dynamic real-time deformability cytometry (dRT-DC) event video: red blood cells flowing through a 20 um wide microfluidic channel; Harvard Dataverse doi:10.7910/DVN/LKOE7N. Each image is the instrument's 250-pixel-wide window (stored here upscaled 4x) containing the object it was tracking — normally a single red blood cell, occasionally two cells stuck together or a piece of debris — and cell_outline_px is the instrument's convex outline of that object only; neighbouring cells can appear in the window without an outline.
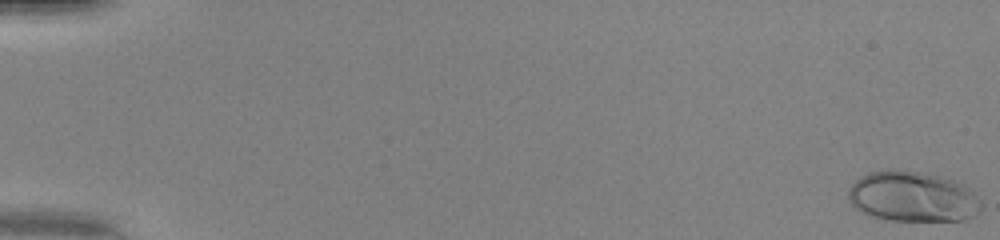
{"species": "human", "species_latin": "Homo sapiens", "temperature_condition": "warm", "stored_images_in_passage": 51, "camera_frame_rate_fps": 3000, "um_per_image_px": 0.085, "donor": {"sex": "female"}, "frame": {"image": 1, "passage_image": 1, "time_ms": 0.0, "image_size_px": [1000, 240], "cell_outline_px": [[984, 204], [972, 216], [964, 220], [884, 220], [872, 216], [852, 208], [848, 200], [848, 188], [860, 176], [868, 172], [888, 168], [892, 168], [920, 172], [940, 176], [956, 180], [972, 188]], "centroid_in_image_um": [77.55, 16.69], "position_along_channel_um": 7.4, "area_um2": 39.77}}
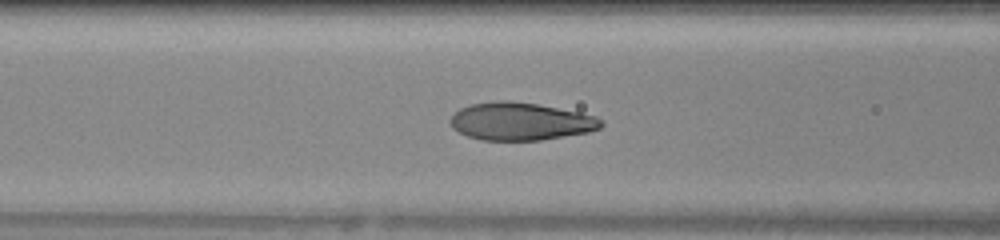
{"frame": {"image": 2, "passage_image": 23, "time_ms": 7.333, "image_size_px": [1000, 240], "cell_outline_px": [[604, 124], [600, 128], [588, 132], [540, 140], [480, 140], [468, 136], [452, 128], [452, 116], [460, 108], [472, 104], [496, 100], [508, 100], [536, 104], [580, 112], [596, 116], [604, 120]], "centroid_in_image_um": [44.28, 10.31], "position_along_channel_um": 122.3, "area_um2": 33.0}}
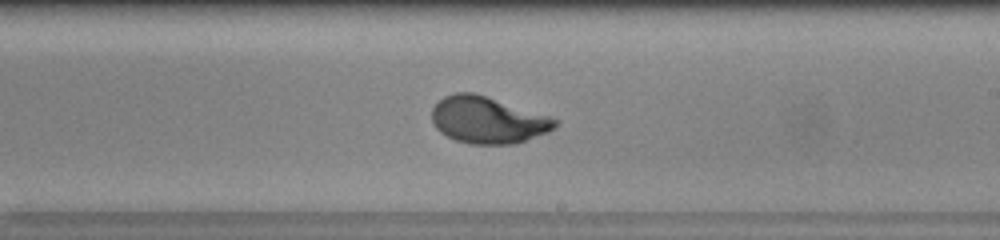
{"frame": {"image": 3, "passage_image": 32, "time_ms": 10.333, "image_size_px": [1000, 240], "cell_outline_px": [[560, 120], [548, 132], [516, 144], [472, 144], [456, 140], [440, 132], [436, 128], [432, 120], [432, 108], [444, 96], [456, 92], [472, 92], [548, 116]], "centroid_in_image_um": [41.43, 10.21], "position_along_channel_um": 247.6, "area_um2": 33.12}, "authors_computed_cell_mechanics": {"area_um2": 33.4084, "velocity_mm_per_s": 4.1835, "shape_relaxation_time_tau1_ms": 3.5493, "shape_relaxation_time_tau2_ms": null, "deformation_change_tau1": 0.2155, "deformation_change_tau2": null}}